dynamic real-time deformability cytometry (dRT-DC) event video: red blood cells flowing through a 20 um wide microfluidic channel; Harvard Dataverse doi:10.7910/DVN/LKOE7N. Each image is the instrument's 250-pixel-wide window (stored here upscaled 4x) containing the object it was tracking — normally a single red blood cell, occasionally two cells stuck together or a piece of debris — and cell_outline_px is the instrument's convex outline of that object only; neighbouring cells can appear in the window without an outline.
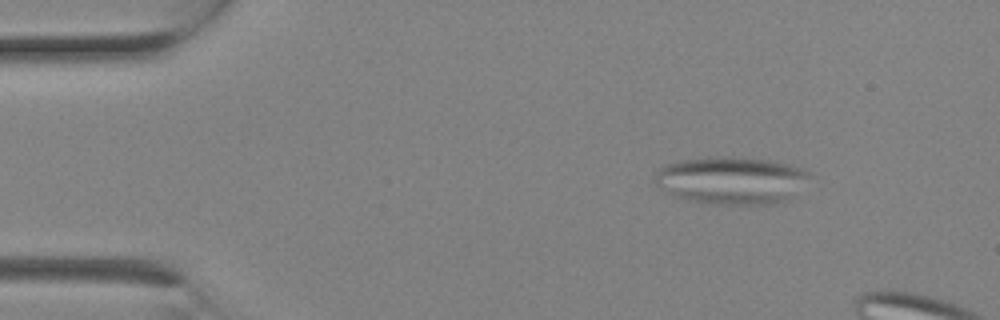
{"species": "Egyptian fruit bat (a non-hibernating species)", "species_latin": "Rousettus aegyptiacus", "temperature_condition": "room temperature", "stored_images_in_passage": 2, "camera_frame_rate_fps": 3000, "um_per_image_px": 0.085, "animal": {"sex": "female"}, "frame": {"image": 1, "passage_image": 2, "time_ms": 0.333, "image_size_px": [1000, 320], "cell_outline_px": [[812, 176], [792, 196], [776, 204], [704, 204], [684, 200], [660, 188], [656, 184], [656, 172], [664, 164], [680, 160], [708, 156], [728, 156], [768, 160], [788, 164], [804, 168]], "centroid_in_image_um": [62.15, 15.32], "position_along_channel_um": 22.8, "area_um2": 43.18}}